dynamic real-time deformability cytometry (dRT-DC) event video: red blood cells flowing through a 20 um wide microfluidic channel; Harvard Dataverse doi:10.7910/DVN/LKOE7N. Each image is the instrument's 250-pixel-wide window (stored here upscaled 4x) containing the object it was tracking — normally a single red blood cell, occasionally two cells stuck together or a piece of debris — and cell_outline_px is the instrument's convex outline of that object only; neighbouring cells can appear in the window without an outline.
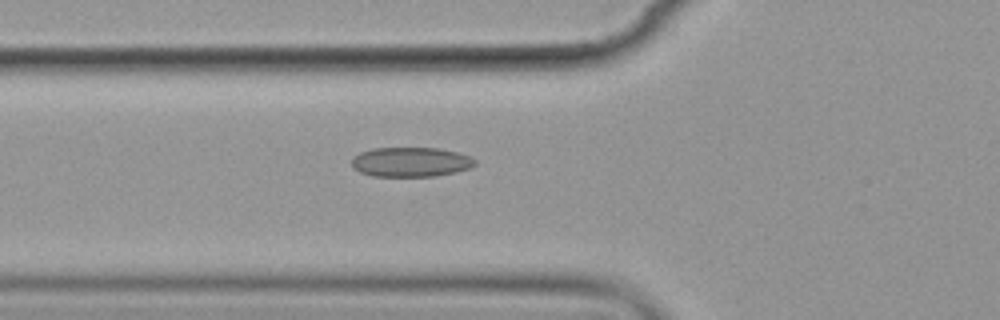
{"species": "common noctule bat (a hibernating species)", "species_latin": "Nyctalus noctula", "temperature_condition": "cold", "stored_images_in_passage": 2, "camera_frame_rate_fps": 3000, "um_per_image_px": 0.085, "animal": {"sex": "female", "body_mass_g": 19.9}, "frame": {"image": 1, "passage_image": 2, "time_ms": 2.0, "image_size_px": [1000, 320], "cell_outline_px": [[476, 164], [472, 168], [456, 172], [436, 176], [372, 176], [360, 172], [352, 168], [352, 156], [360, 152], [372, 148], [440, 148], [456, 152], [468, 156], [476, 160]], "centroid_in_image_um": [34.9, 13.77], "position_along_channel_um": 90.9, "area_um2": 21.44}}